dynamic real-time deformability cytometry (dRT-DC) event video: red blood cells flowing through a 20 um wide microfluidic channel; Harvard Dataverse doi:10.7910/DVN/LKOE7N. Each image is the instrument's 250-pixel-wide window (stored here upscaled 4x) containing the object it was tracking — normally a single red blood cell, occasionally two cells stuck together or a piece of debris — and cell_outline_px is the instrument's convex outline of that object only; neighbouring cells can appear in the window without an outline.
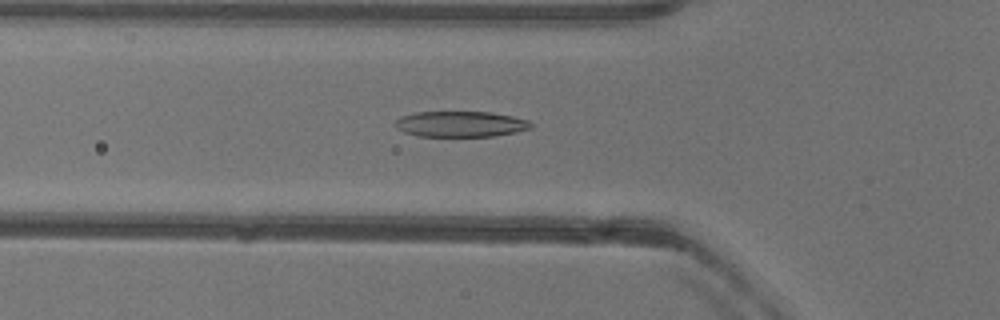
{"species": "common noctule bat (a hibernating species)", "species_latin": "Nyctalus noctula", "temperature_condition": "warm", "stored_images_in_passage": 35, "camera_frame_rate_fps": 3000, "um_per_image_px": 0.085, "animal": {"sex": "female"}, "frame": {"image": 1, "passage_image": 3, "time_ms": 0.667, "image_size_px": [1000, 320], "cell_outline_px": [[532, 128], [516, 132], [492, 136], [420, 136], [404, 132], [396, 128], [392, 124], [400, 116], [412, 112], [492, 112], [512, 116], [528, 120], [532, 124]], "centroid_in_image_um": [39.11, 10.54], "position_along_channel_um": 86.7, "area_um2": 20.46}}
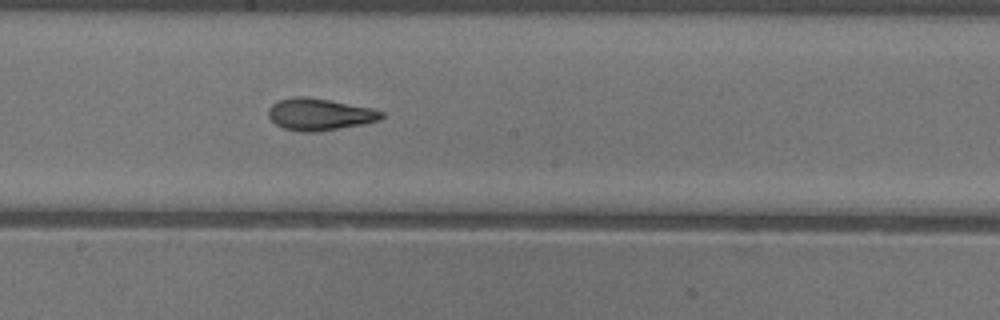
{"frame": {"image": 2, "passage_image": 13, "time_ms": 4.0, "image_size_px": [1000, 320], "cell_outline_px": [[384, 116], [380, 120], [364, 124], [316, 132], [300, 132], [284, 128], [276, 124], [268, 116], [268, 108], [276, 100], [296, 96], [304, 96], [328, 100], [372, 108], [384, 112]], "centroid_in_image_um": [27.15, 9.72], "position_along_channel_um": 221.0, "area_um2": 21.1}}
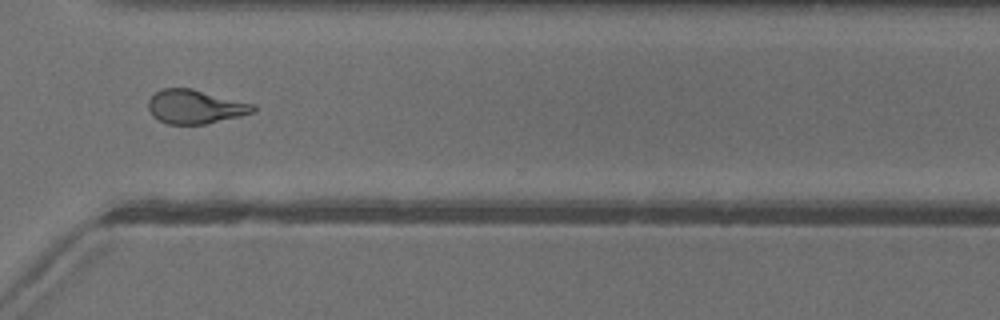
{"frame": {"image": 3, "passage_image": 23, "time_ms": 7.333, "image_size_px": [1000, 320], "cell_outline_px": [[256, 112], [240, 116], [204, 124], [168, 124], [152, 116], [148, 108], [148, 100], [156, 92], [164, 88], [192, 88], [256, 104]], "centroid_in_image_um": [16.62, 9.06], "position_along_channel_um": 354.0, "area_um2": 20.81}, "authors_computed_cell_mechanics": {"area_um2": 20.6346, "velocity_mm_per_s": 4.0012, "shape_relaxation_time_tau1_ms": 6.3883, "shape_relaxation_time_tau2_ms": 1.4432, "deformation_change_tau1": 0.2189, "deformation_change_tau2": 0.0976}}